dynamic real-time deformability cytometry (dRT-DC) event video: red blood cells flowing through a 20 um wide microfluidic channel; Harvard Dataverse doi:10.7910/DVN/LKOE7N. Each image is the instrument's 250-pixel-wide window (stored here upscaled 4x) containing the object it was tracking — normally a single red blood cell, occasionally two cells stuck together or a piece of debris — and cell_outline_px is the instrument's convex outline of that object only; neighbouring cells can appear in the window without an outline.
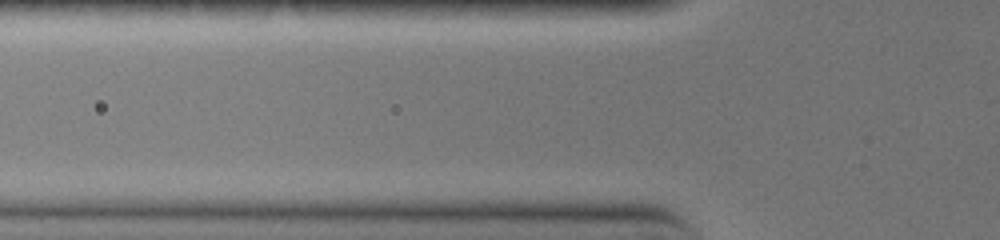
{"species": "common noctule bat (a hibernating species)", "species_latin": "Nyctalus noctula", "temperature_condition": "warm", "stored_images_in_passage": 4, "camera_frame_rate_fps": 3000, "um_per_image_px": 0.085, "animal": {"sex": "female", "body_mass_g": 19.0, "forearm_length_mm": 51.5}, "frame": {"image": 1, "passage_image": 3, "time_ms": 0.667, "image_size_px": [1000, 240], "cell_outline_px": [[636, 164], [628, 168], [516, 168], [496, 164], [496, 160], [520, 156], [556, 156], [636, 160]], "centroid_in_image_um": [47.96, 13.81], "position_along_channel_um": 77.8, "area_um2": 10.23}}